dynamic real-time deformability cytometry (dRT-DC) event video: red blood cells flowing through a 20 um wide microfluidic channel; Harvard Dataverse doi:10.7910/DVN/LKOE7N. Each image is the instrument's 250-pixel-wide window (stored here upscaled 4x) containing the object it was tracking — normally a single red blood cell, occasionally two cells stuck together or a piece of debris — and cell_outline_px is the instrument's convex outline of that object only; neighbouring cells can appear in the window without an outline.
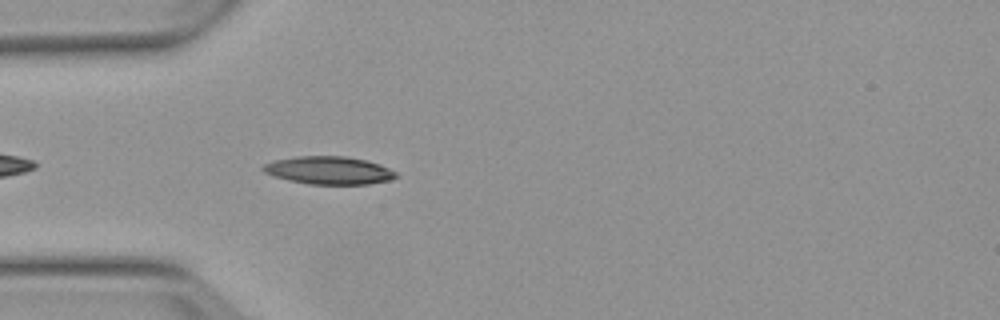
{"species": "Egyptian fruit bat (a non-hibernating species)", "species_latin": "Rousettus aegyptiacus", "temperature_condition": "warm", "stored_images_in_passage": 4, "camera_frame_rate_fps": 3000, "um_per_image_px": 0.085, "animal": {"sex": "female"}, "frame": {"image": 1, "passage_image": 4, "time_ms": 3.667, "image_size_px": [1000, 320], "cell_outline_px": [[400, 176], [392, 180], [368, 184], [308, 184], [288, 180], [264, 172], [260, 168], [264, 164], [276, 160], [296, 156], [344, 156], [364, 160], [380, 164], [396, 172]], "centroid_in_image_um": [27.99, 14.48], "position_along_channel_um": 57.0, "area_um2": 21.56}}